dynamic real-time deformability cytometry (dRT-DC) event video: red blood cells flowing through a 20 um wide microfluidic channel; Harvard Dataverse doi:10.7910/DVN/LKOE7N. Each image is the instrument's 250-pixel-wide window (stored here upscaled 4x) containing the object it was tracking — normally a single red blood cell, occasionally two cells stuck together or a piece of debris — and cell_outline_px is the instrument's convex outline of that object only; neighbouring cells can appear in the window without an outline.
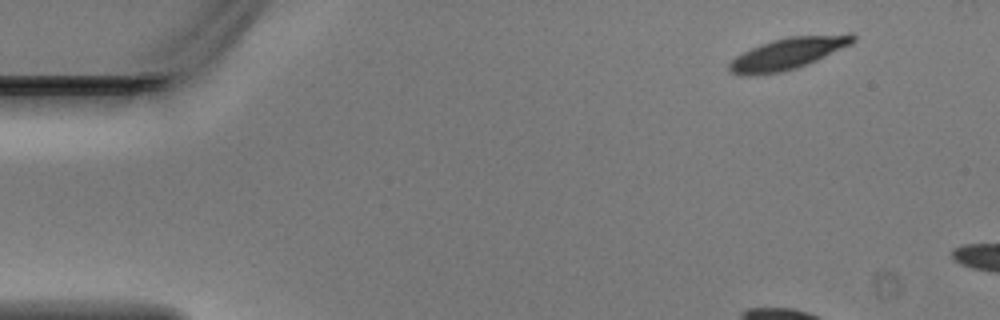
{"species": "Egyptian fruit bat (a non-hibernating species)", "species_latin": "Rousettus aegyptiacus", "temperature_condition": "warm", "stored_images_in_passage": 5, "camera_frame_rate_fps": 3000, "um_per_image_px": 0.085, "animal": {"sex": "male"}, "frame": {"image": 1, "passage_image": 2, "time_ms": 0.333, "image_size_px": [1000, 320], "cell_outline_px": [[856, 40], [852, 44], [816, 60], [796, 68], [780, 72], [752, 76], [740, 76], [728, 72], [728, 64], [736, 56], [760, 44], [772, 40], [788, 36], [848, 32], [852, 32], [856, 36]], "centroid_in_image_um": [67.0, 4.53], "position_along_channel_um": 18.0, "area_um2": 23.24}}